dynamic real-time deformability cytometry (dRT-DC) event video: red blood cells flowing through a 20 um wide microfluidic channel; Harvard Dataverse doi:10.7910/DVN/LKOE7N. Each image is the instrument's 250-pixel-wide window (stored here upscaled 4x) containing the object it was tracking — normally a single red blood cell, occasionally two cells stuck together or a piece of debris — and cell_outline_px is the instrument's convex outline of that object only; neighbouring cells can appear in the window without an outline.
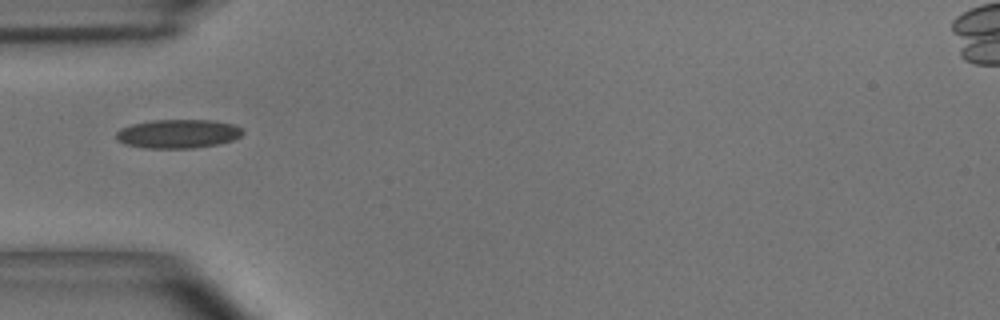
{"species": "common noctule bat (a hibernating species)", "species_latin": "Nyctalus noctula", "temperature_condition": "room temperature", "stored_images_in_passage": 3, "camera_frame_rate_fps": 3000, "um_per_image_px": 0.085, "animal": {"sex": "male", "body_mass_g": 15.6}, "frame": {"image": 1, "passage_image": 1, "time_ms": 0.0, "image_size_px": [1000, 320], "cell_outline_px": [[244, 132], [240, 136], [232, 140], [216, 144], [192, 148], [144, 148], [124, 144], [116, 140], [116, 132], [120, 128], [132, 124], [152, 120], [212, 120], [232, 124], [244, 128]], "centroid_in_image_um": [15.11, 11.37], "position_along_channel_um": 69.9, "area_um2": 21.33}}